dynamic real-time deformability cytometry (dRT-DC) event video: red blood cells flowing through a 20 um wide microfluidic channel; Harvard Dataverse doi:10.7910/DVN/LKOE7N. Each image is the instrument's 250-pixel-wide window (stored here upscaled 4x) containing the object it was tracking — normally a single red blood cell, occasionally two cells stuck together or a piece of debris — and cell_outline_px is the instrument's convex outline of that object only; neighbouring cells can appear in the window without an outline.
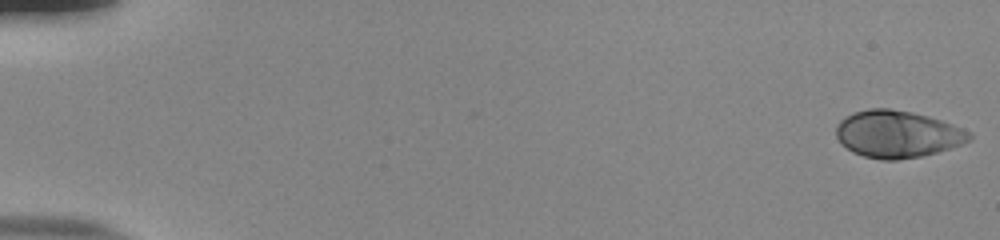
{"species": "human", "species_latin": "Homo sapiens", "temperature_condition": "room temperature", "stored_images_in_passage": 54, "camera_frame_rate_fps": 3000, "um_per_image_px": 0.085, "donor": {"sex": "male"}, "frame": {"image": 1, "passage_image": 1, "time_ms": 0.0, "image_size_px": [1000, 240], "cell_outline_px": [[972, 140], [936, 152], [920, 156], [896, 160], [880, 160], [864, 156], [852, 152], [840, 144], [836, 136], [836, 128], [840, 120], [852, 112], [868, 108], [888, 108], [912, 112], [928, 116], [940, 120], [972, 132]], "centroid_in_image_um": [76.24, 11.39], "position_along_channel_um": 8.8, "area_um2": 36.59}}
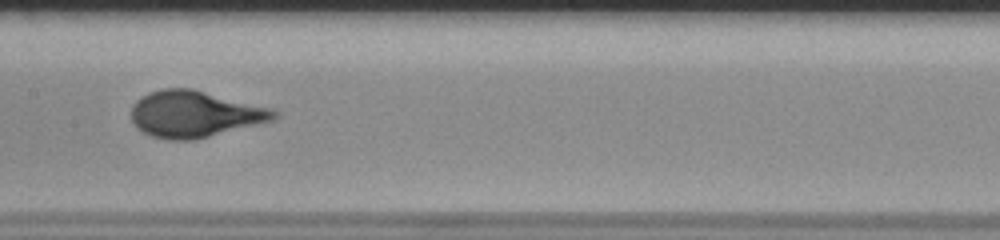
{"frame": {"image": 2, "passage_image": 29, "time_ms": 9.333, "image_size_px": [1000, 240], "cell_outline_px": [[280, 116], [272, 120], [192, 140], [168, 140], [152, 136], [136, 128], [132, 120], [132, 104], [136, 100], [148, 92], [160, 88], [192, 88], [272, 108], [280, 112]], "centroid_in_image_um": [16.53, 9.67], "position_along_channel_um": 190.9, "area_um2": 38.61}}
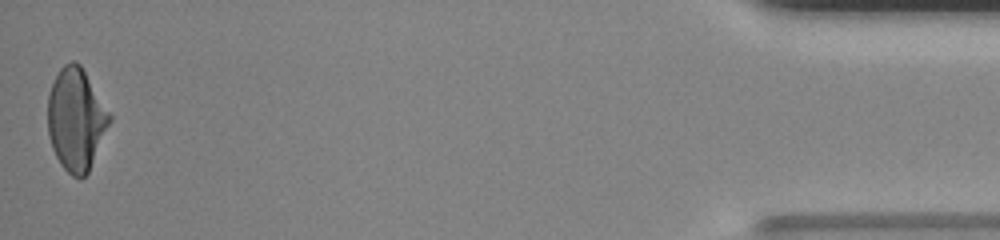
{"frame": {"image": 3, "passage_image": 54, "time_ms": 17.667, "image_size_px": [1000, 240], "cell_outline_px": [[112, 120], [88, 172], [80, 180], [72, 176], [60, 164], [52, 148], [48, 136], [48, 96], [52, 84], [60, 68], [64, 64], [72, 60], [76, 60], [80, 64], [112, 116]], "centroid_in_image_um": [6.46, 10.15], "position_along_channel_um": 428.7, "area_um2": 36.82}}